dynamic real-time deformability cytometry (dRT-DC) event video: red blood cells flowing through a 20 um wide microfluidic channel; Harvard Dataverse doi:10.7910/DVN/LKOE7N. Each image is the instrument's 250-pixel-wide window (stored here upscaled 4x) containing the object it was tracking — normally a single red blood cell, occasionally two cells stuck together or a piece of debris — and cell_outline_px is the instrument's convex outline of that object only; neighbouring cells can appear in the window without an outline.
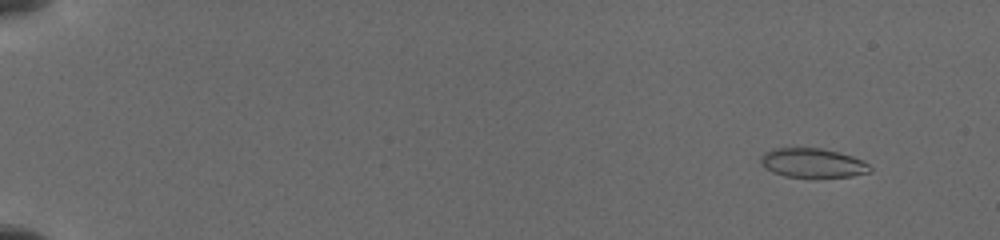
{"species": "common noctule bat (a hibernating species)", "species_latin": "Nyctalus noctula", "temperature_condition": "cold", "stored_images_in_passage": 109, "camera_frame_rate_fps": 3000, "um_per_image_px": 0.085, "animal": {"sex": "female", "body_mass_g": 19.5, "forearm_length_mm": 54.1}, "frame": {"image": 1, "passage_image": 8, "time_ms": 1.667, "image_size_px": [1000, 240], "cell_outline_px": [[872, 168], [868, 172], [852, 176], [784, 176], [772, 172], [764, 168], [760, 164], [760, 160], [764, 152], [772, 148], [820, 148], [852, 156], [864, 160]], "centroid_in_image_um": [69.03, 13.83], "position_along_channel_um": 16.0, "area_um2": 18.38}}
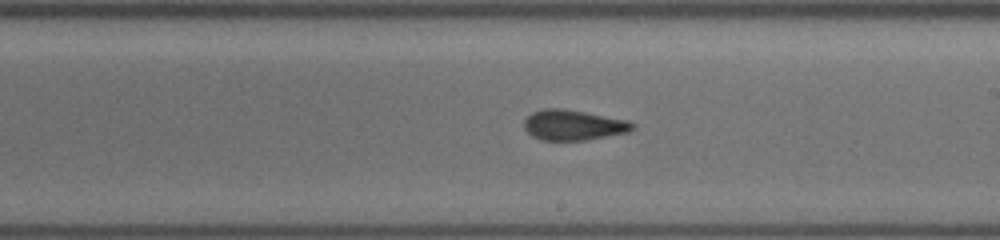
{"frame": {"image": 2, "passage_image": 67, "time_ms": 11.333, "image_size_px": [1000, 240], "cell_outline_px": [[636, 124], [628, 132], [584, 140], [540, 140], [532, 136], [524, 128], [524, 120], [532, 112], [544, 108], [560, 108], [584, 112], [628, 120]], "centroid_in_image_um": [48.7, 10.63], "position_along_channel_um": 240.3, "area_um2": 19.02}}
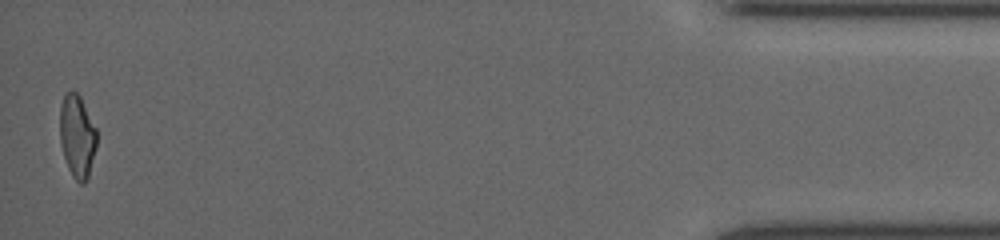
{"frame": {"image": 3, "passage_image": 107, "time_ms": 18.0, "image_size_px": [1000, 240], "cell_outline_px": [[96, 148], [88, 180], [84, 184], [80, 184], [72, 176], [68, 168], [60, 144], [60, 104], [64, 96], [72, 88], [80, 96], [96, 128]], "centroid_in_image_um": [6.56, 11.6], "position_along_channel_um": 428.6, "area_um2": 17.98}}